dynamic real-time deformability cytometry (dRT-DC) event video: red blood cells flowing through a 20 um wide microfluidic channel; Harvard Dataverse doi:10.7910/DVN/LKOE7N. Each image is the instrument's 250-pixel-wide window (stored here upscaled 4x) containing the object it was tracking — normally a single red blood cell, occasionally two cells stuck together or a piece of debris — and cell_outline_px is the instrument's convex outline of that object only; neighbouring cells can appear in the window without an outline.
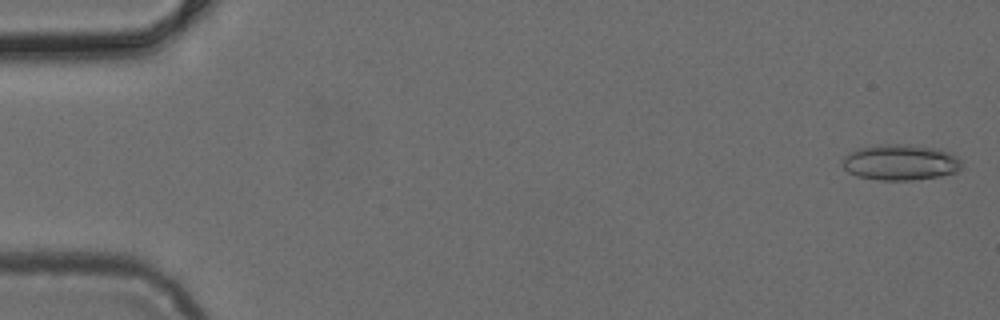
{"species": "common noctule bat (a hibernating species)", "species_latin": "Nyctalus noctula", "temperature_condition": "cold", "stored_images_in_passage": 7, "camera_frame_rate_fps": 3000, "um_per_image_px": 0.085, "animal": {"sex": "female", "body_mass_g": 24.6, "forearm_length_mm": 56.2}, "frame": {"image": 1, "passage_image": 1, "time_ms": 0.0, "image_size_px": [1000, 320], "cell_outline_px": [[960, 168], [956, 172], [940, 176], [908, 180], [880, 180], [860, 176], [848, 172], [840, 164], [840, 160], [844, 156], [860, 148], [880, 144], [908, 144], [936, 148], [948, 152], [956, 156], [960, 160]], "centroid_in_image_um": [76.5, 13.79], "position_along_channel_um": 8.5, "area_um2": 24.74}}
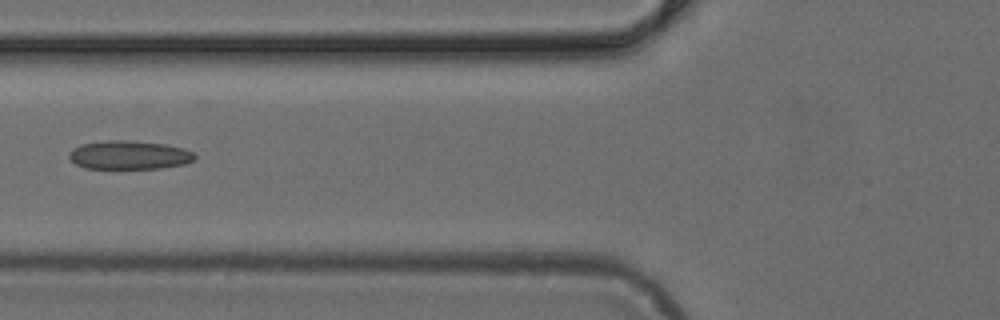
{"frame": {"image": 2, "passage_image": 6, "time_ms": 1.667, "image_size_px": [1000, 320], "cell_outline_px": [[196, 156], [192, 160], [184, 164], [160, 168], [84, 168], [76, 164], [68, 156], [68, 152], [72, 148], [80, 144], [108, 140], [124, 140], [164, 144], [184, 148], [192, 152]], "centroid_in_image_um": [10.94, 13.17], "position_along_channel_um": 114.9, "area_um2": 20.87}}
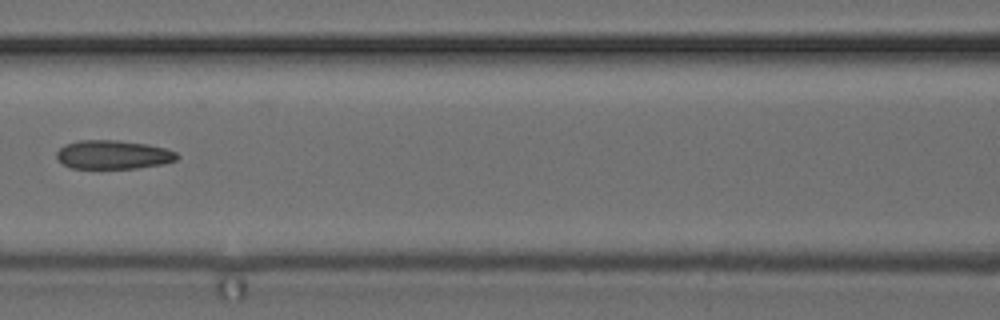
{"frame": {"image": 3, "passage_image": 7, "time_ms": 2.0, "image_size_px": [1000, 320], "cell_outline_px": [[180, 156], [176, 160], [164, 164], [136, 168], [72, 168], [64, 164], [56, 156], [56, 152], [64, 144], [80, 140], [116, 140], [148, 144], [164, 148], [176, 152]], "centroid_in_image_um": [9.63, 13.14], "position_along_channel_um": 157.0, "area_um2": 20.17}}